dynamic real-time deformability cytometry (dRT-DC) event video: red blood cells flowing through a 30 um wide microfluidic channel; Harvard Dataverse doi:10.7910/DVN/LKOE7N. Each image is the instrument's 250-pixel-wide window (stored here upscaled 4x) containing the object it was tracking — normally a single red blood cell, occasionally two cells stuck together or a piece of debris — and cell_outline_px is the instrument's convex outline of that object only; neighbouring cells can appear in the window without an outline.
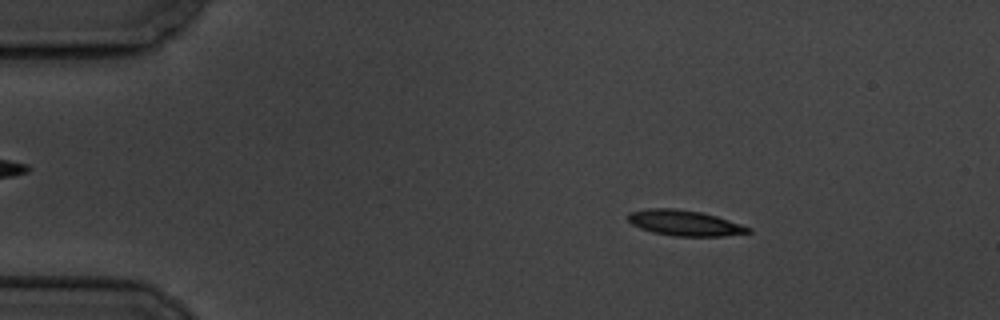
{"species": "common noctule bat (a hibernating species)", "species_latin": "Nyctalus noctula", "temperature_condition": "cold", "stored_images_in_passage": 57, "camera_frame_rate_fps": 3000, "um_per_image_px": 0.085, "animal": {"sex": "male", "body_mass_g": 19.5, "forearm_length_mm": 54.6}, "frame": {"image": 1, "passage_image": 9, "time_ms": 2.667, "image_size_px": [1000, 320], "cell_outline_px": [[752, 232], [724, 236], [676, 236], [652, 232], [640, 228], [632, 224], [628, 220], [628, 212], [648, 208], [676, 208], [700, 212], [716, 216], [752, 228]], "centroid_in_image_um": [58.18, 18.95], "position_along_channel_um": 26.8, "area_um2": 17.86}}
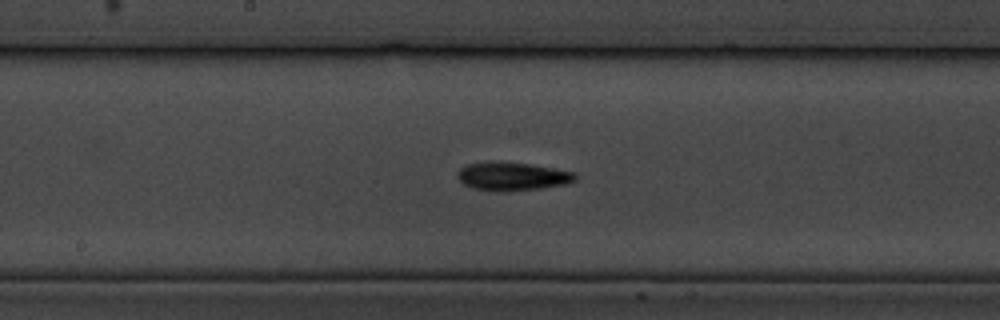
{"frame": {"image": 2, "passage_image": 30, "time_ms": 9.667, "image_size_px": [1000, 320], "cell_outline_px": [[576, 180], [564, 184], [540, 188], [500, 192], [496, 192], [472, 188], [464, 184], [456, 176], [460, 168], [468, 164], [532, 164], [576, 172]], "centroid_in_image_um": [43.58, 15.03], "position_along_channel_um": 204.6, "area_um2": 18.79}}
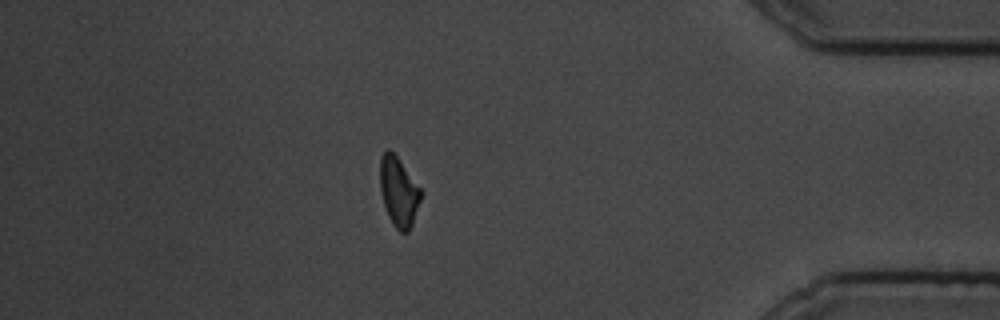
{"frame": {"image": 3, "passage_image": 50, "time_ms": 16.333, "image_size_px": [1000, 320], "cell_outline_px": [[424, 192], [412, 224], [408, 232], [400, 232], [392, 224], [388, 216], [380, 192], [380, 156], [388, 148], [400, 160]], "centroid_in_image_um": [33.9, 16.3], "position_along_channel_um": 401.3, "area_um2": 16.7}, "authors_computed_cell_mechanics": {"area_um2": 17.4556, "velocity_mm_per_s": 3.4887, "shape_relaxation_time_tau1_ms": 8.5475, "shape_relaxation_time_tau2_ms": null, "deformation_change_tau1": 0.2078, "deformation_change_tau2": null}}